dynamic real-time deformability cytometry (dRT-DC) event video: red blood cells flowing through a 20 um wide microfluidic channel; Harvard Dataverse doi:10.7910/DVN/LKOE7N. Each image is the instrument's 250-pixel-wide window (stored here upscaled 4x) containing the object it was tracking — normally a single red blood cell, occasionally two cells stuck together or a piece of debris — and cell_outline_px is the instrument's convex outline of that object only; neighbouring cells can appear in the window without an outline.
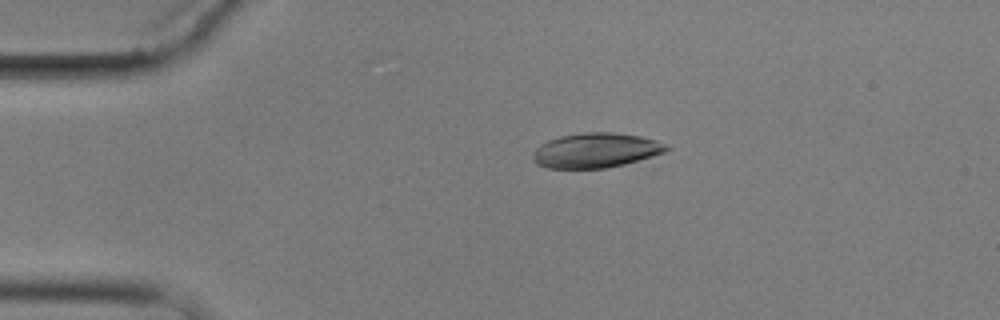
{"species": "common noctule bat (a hibernating species)", "species_latin": "Nyctalus noctula", "temperature_condition": "cold", "stored_images_in_passage": 4, "camera_frame_rate_fps": 3000, "um_per_image_px": 0.085, "animal": {"sex": "male", "body_mass_g": 17.9}, "frame": {"image": 1, "passage_image": 2, "time_ms": 1.0, "image_size_px": [1000, 320], "cell_outline_px": [[672, 148], [664, 152], [652, 156], [624, 164], [604, 168], [544, 168], [536, 164], [532, 160], [532, 156], [536, 148], [540, 144], [548, 140], [560, 136], [584, 132], [612, 132], [640, 136], [656, 140]], "centroid_in_image_um": [50.61, 12.78], "position_along_channel_um": 34.4, "area_um2": 27.05}}
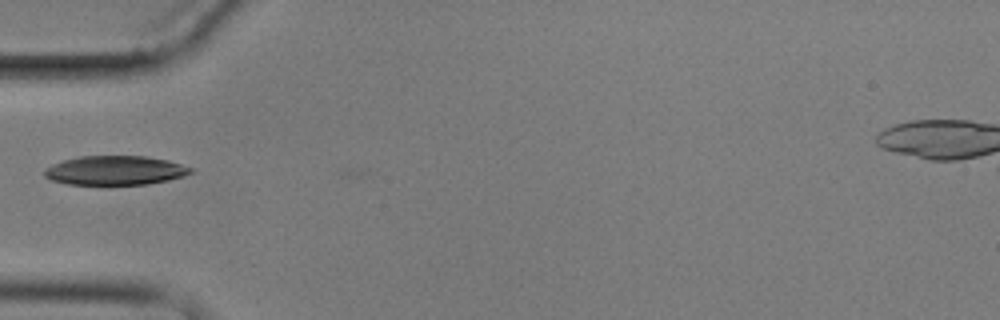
{"frame": {"image": 2, "passage_image": 4, "time_ms": 3.333, "image_size_px": [1000, 320], "cell_outline_px": [[192, 172], [184, 176], [168, 180], [148, 184], [68, 184], [48, 180], [44, 176], [44, 168], [52, 164], [64, 160], [80, 156], [144, 156], [168, 160], [192, 168]], "centroid_in_image_um": [9.75, 14.48], "position_along_channel_um": 75.3, "area_um2": 24.85}}